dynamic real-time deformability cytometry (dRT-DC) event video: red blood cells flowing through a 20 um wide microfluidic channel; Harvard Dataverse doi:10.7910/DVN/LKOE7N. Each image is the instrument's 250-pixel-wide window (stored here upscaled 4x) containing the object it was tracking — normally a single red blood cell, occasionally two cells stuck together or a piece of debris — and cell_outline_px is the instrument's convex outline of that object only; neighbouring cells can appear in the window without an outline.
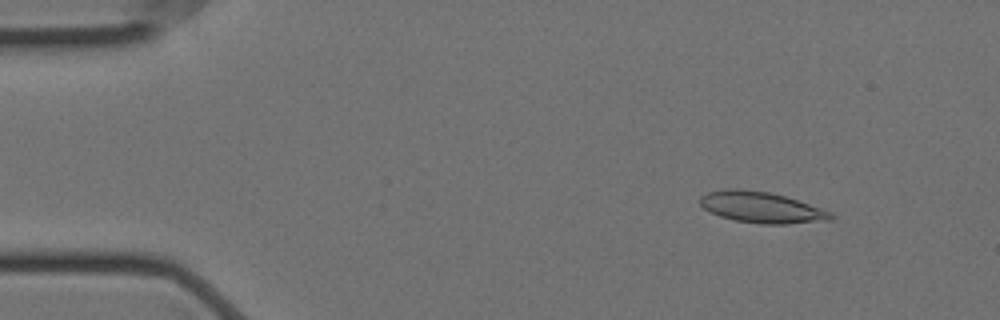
{"species": "Egyptian fruit bat (a non-hibernating species)", "species_latin": "Rousettus aegyptiacus", "temperature_condition": "cold", "stored_images_in_passage": 57, "camera_frame_rate_fps": 3000, "um_per_image_px": 0.085, "animal": {"sex": "female"}, "frame": {"image": 1, "passage_image": 7, "time_ms": 2.0, "image_size_px": [1000, 320], "cell_outline_px": [[836, 216], [832, 220], [788, 224], [764, 224], [736, 220], [720, 216], [704, 208], [700, 204], [700, 196], [708, 192], [728, 188], [740, 188], [768, 192], [784, 196], [832, 212]], "centroid_in_image_um": [64.74, 17.62], "position_along_channel_um": 20.3, "area_um2": 23.52}}
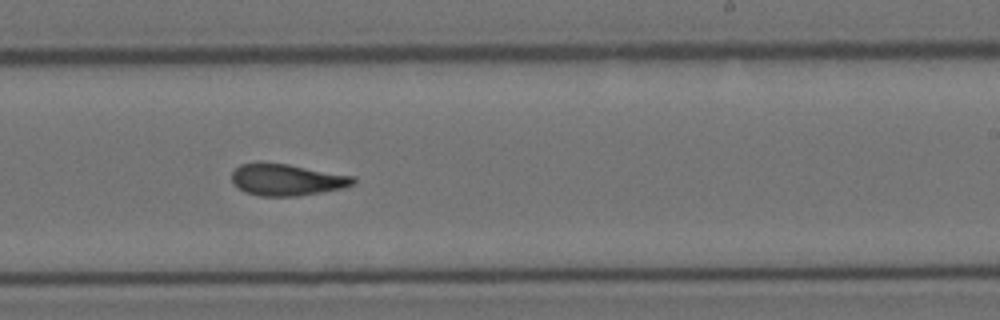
{"frame": {"image": 2, "passage_image": 35, "time_ms": 11.333, "image_size_px": [1000, 320], "cell_outline_px": [[356, 184], [344, 188], [296, 196], [260, 196], [244, 192], [232, 184], [232, 172], [240, 164], [260, 160], [288, 164], [356, 176]], "centroid_in_image_um": [24.36, 15.25], "position_along_channel_um": 264.6, "area_um2": 23.0}}
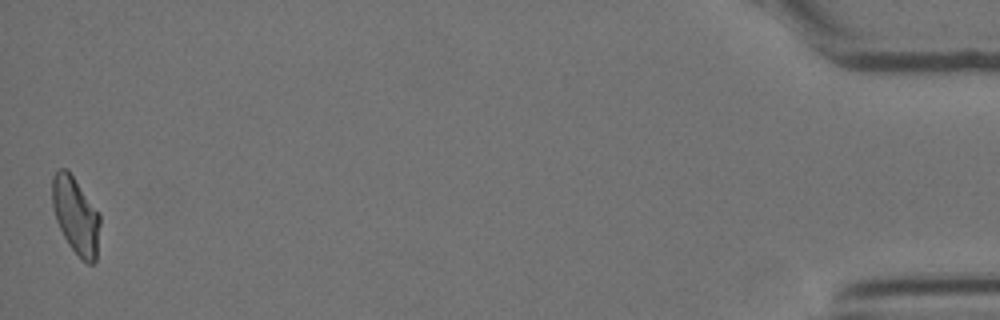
{"frame": {"image": 3, "passage_image": 57, "time_ms": 18.667, "image_size_px": [1000, 320], "cell_outline_px": [[100, 224], [96, 260], [92, 264], [88, 264], [68, 244], [56, 220], [52, 204], [52, 176], [60, 168], [68, 168], [100, 212]], "centroid_in_image_um": [6.45, 18.27], "position_along_channel_um": 428.7, "area_um2": 21.56}, "authors_computed_cell_mechanics": {"area_um2": 22.7154, "velocity_mm_per_s": 3.5322, "shape_relaxation_time_tau1_ms": 9.0451, "shape_relaxation_time_tau2_ms": 3.3075, "deformation_change_tau1": 0.1989, "deformation_change_tau2": 0.0999}}